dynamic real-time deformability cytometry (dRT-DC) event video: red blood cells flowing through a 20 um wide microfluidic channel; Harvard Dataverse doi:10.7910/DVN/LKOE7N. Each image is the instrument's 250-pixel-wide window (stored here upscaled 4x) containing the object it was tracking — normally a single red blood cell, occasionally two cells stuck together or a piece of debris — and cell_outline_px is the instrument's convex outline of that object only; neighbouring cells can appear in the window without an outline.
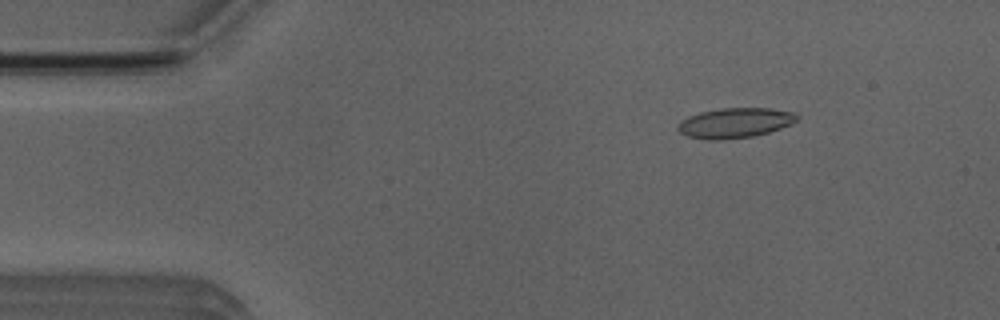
{"species": "Egyptian fruit bat (a non-hibernating species)", "species_latin": "Rousettus aegyptiacus", "temperature_condition": "room temperature", "stored_images_in_passage": 4, "camera_frame_rate_fps": 3000, "um_per_image_px": 0.085, "animal": {"sex": "male"}, "frame": {"image": 1, "passage_image": 2, "time_ms": 1.0, "image_size_px": [1000, 320], "cell_outline_px": [[796, 120], [780, 128], [768, 132], [752, 136], [720, 140], [708, 140], [688, 136], [680, 132], [676, 128], [676, 124], [680, 120], [688, 116], [700, 112], [720, 108], [768, 108], [792, 112], [796, 116]], "centroid_in_image_um": [62.37, 10.44], "position_along_channel_um": 22.6, "area_um2": 20.63}}